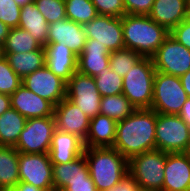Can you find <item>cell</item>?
<instances>
[{"label":"cell","mask_w":190,"mask_h":191,"mask_svg":"<svg viewBox=\"0 0 190 191\" xmlns=\"http://www.w3.org/2000/svg\"><path fill=\"white\" fill-rule=\"evenodd\" d=\"M99 15L123 17L125 8L123 0H91Z\"/></svg>","instance_id":"cell-36"},{"label":"cell","mask_w":190,"mask_h":191,"mask_svg":"<svg viewBox=\"0 0 190 191\" xmlns=\"http://www.w3.org/2000/svg\"><path fill=\"white\" fill-rule=\"evenodd\" d=\"M166 153L157 149L146 151L128 160V173L139 188L161 191L164 183Z\"/></svg>","instance_id":"cell-5"},{"label":"cell","mask_w":190,"mask_h":191,"mask_svg":"<svg viewBox=\"0 0 190 191\" xmlns=\"http://www.w3.org/2000/svg\"><path fill=\"white\" fill-rule=\"evenodd\" d=\"M110 51L99 43H85L78 56L77 71L91 77L97 76L110 65Z\"/></svg>","instance_id":"cell-22"},{"label":"cell","mask_w":190,"mask_h":191,"mask_svg":"<svg viewBox=\"0 0 190 191\" xmlns=\"http://www.w3.org/2000/svg\"><path fill=\"white\" fill-rule=\"evenodd\" d=\"M155 0H123L125 14L148 15Z\"/></svg>","instance_id":"cell-37"},{"label":"cell","mask_w":190,"mask_h":191,"mask_svg":"<svg viewBox=\"0 0 190 191\" xmlns=\"http://www.w3.org/2000/svg\"><path fill=\"white\" fill-rule=\"evenodd\" d=\"M170 35L179 43L184 45L190 50V22L185 19L179 25H177Z\"/></svg>","instance_id":"cell-38"},{"label":"cell","mask_w":190,"mask_h":191,"mask_svg":"<svg viewBox=\"0 0 190 191\" xmlns=\"http://www.w3.org/2000/svg\"><path fill=\"white\" fill-rule=\"evenodd\" d=\"M155 70L181 77L190 70V50L169 35L151 57Z\"/></svg>","instance_id":"cell-11"},{"label":"cell","mask_w":190,"mask_h":191,"mask_svg":"<svg viewBox=\"0 0 190 191\" xmlns=\"http://www.w3.org/2000/svg\"><path fill=\"white\" fill-rule=\"evenodd\" d=\"M10 28L0 21V49L3 48L6 38L9 34Z\"/></svg>","instance_id":"cell-43"},{"label":"cell","mask_w":190,"mask_h":191,"mask_svg":"<svg viewBox=\"0 0 190 191\" xmlns=\"http://www.w3.org/2000/svg\"><path fill=\"white\" fill-rule=\"evenodd\" d=\"M136 191H157V190H152V189H143V188H139Z\"/></svg>","instance_id":"cell-47"},{"label":"cell","mask_w":190,"mask_h":191,"mask_svg":"<svg viewBox=\"0 0 190 191\" xmlns=\"http://www.w3.org/2000/svg\"><path fill=\"white\" fill-rule=\"evenodd\" d=\"M54 191H97L85 155L64 164H52Z\"/></svg>","instance_id":"cell-8"},{"label":"cell","mask_w":190,"mask_h":191,"mask_svg":"<svg viewBox=\"0 0 190 191\" xmlns=\"http://www.w3.org/2000/svg\"><path fill=\"white\" fill-rule=\"evenodd\" d=\"M124 45L142 57L151 58L170 32L148 15L125 14L121 17Z\"/></svg>","instance_id":"cell-2"},{"label":"cell","mask_w":190,"mask_h":191,"mask_svg":"<svg viewBox=\"0 0 190 191\" xmlns=\"http://www.w3.org/2000/svg\"><path fill=\"white\" fill-rule=\"evenodd\" d=\"M67 19L84 25L92 21L98 12L91 0H65Z\"/></svg>","instance_id":"cell-30"},{"label":"cell","mask_w":190,"mask_h":191,"mask_svg":"<svg viewBox=\"0 0 190 191\" xmlns=\"http://www.w3.org/2000/svg\"><path fill=\"white\" fill-rule=\"evenodd\" d=\"M83 27L86 43H99L110 52L125 48L121 17L98 14Z\"/></svg>","instance_id":"cell-12"},{"label":"cell","mask_w":190,"mask_h":191,"mask_svg":"<svg viewBox=\"0 0 190 191\" xmlns=\"http://www.w3.org/2000/svg\"><path fill=\"white\" fill-rule=\"evenodd\" d=\"M84 143L76 135L58 131L53 133L49 156L52 164L74 161L84 152Z\"/></svg>","instance_id":"cell-21"},{"label":"cell","mask_w":190,"mask_h":191,"mask_svg":"<svg viewBox=\"0 0 190 191\" xmlns=\"http://www.w3.org/2000/svg\"><path fill=\"white\" fill-rule=\"evenodd\" d=\"M156 112L136 109L130 116L117 122L113 148L127 160L146 151L156 149Z\"/></svg>","instance_id":"cell-1"},{"label":"cell","mask_w":190,"mask_h":191,"mask_svg":"<svg viewBox=\"0 0 190 191\" xmlns=\"http://www.w3.org/2000/svg\"><path fill=\"white\" fill-rule=\"evenodd\" d=\"M83 154L97 191L113 188L128 174V160L113 147H85Z\"/></svg>","instance_id":"cell-3"},{"label":"cell","mask_w":190,"mask_h":191,"mask_svg":"<svg viewBox=\"0 0 190 191\" xmlns=\"http://www.w3.org/2000/svg\"><path fill=\"white\" fill-rule=\"evenodd\" d=\"M18 27L26 30L42 46L47 44L49 24L34 2L21 8Z\"/></svg>","instance_id":"cell-24"},{"label":"cell","mask_w":190,"mask_h":191,"mask_svg":"<svg viewBox=\"0 0 190 191\" xmlns=\"http://www.w3.org/2000/svg\"><path fill=\"white\" fill-rule=\"evenodd\" d=\"M53 116L58 131L76 135L83 142L85 141L89 131L90 118L73 102L64 98L54 107Z\"/></svg>","instance_id":"cell-15"},{"label":"cell","mask_w":190,"mask_h":191,"mask_svg":"<svg viewBox=\"0 0 190 191\" xmlns=\"http://www.w3.org/2000/svg\"><path fill=\"white\" fill-rule=\"evenodd\" d=\"M185 153L190 156V137H189V142H188V146H187V148H186Z\"/></svg>","instance_id":"cell-46"},{"label":"cell","mask_w":190,"mask_h":191,"mask_svg":"<svg viewBox=\"0 0 190 191\" xmlns=\"http://www.w3.org/2000/svg\"><path fill=\"white\" fill-rule=\"evenodd\" d=\"M22 85V79L12 70L7 59L0 57V93L13 94Z\"/></svg>","instance_id":"cell-34"},{"label":"cell","mask_w":190,"mask_h":191,"mask_svg":"<svg viewBox=\"0 0 190 191\" xmlns=\"http://www.w3.org/2000/svg\"><path fill=\"white\" fill-rule=\"evenodd\" d=\"M11 108L17 110L26 119L53 116L54 105L21 85L10 95Z\"/></svg>","instance_id":"cell-18"},{"label":"cell","mask_w":190,"mask_h":191,"mask_svg":"<svg viewBox=\"0 0 190 191\" xmlns=\"http://www.w3.org/2000/svg\"><path fill=\"white\" fill-rule=\"evenodd\" d=\"M161 191H190V156L166 153L164 183Z\"/></svg>","instance_id":"cell-17"},{"label":"cell","mask_w":190,"mask_h":191,"mask_svg":"<svg viewBox=\"0 0 190 191\" xmlns=\"http://www.w3.org/2000/svg\"><path fill=\"white\" fill-rule=\"evenodd\" d=\"M20 182H26L42 191H54L49 153H20L18 160Z\"/></svg>","instance_id":"cell-10"},{"label":"cell","mask_w":190,"mask_h":191,"mask_svg":"<svg viewBox=\"0 0 190 191\" xmlns=\"http://www.w3.org/2000/svg\"><path fill=\"white\" fill-rule=\"evenodd\" d=\"M101 97L122 94L123 77L111 70L110 65L94 77Z\"/></svg>","instance_id":"cell-31"},{"label":"cell","mask_w":190,"mask_h":191,"mask_svg":"<svg viewBox=\"0 0 190 191\" xmlns=\"http://www.w3.org/2000/svg\"><path fill=\"white\" fill-rule=\"evenodd\" d=\"M21 8L14 0H0V21L9 28L18 27Z\"/></svg>","instance_id":"cell-35"},{"label":"cell","mask_w":190,"mask_h":191,"mask_svg":"<svg viewBox=\"0 0 190 191\" xmlns=\"http://www.w3.org/2000/svg\"><path fill=\"white\" fill-rule=\"evenodd\" d=\"M19 152L10 146H0V189L9 190L19 182Z\"/></svg>","instance_id":"cell-26"},{"label":"cell","mask_w":190,"mask_h":191,"mask_svg":"<svg viewBox=\"0 0 190 191\" xmlns=\"http://www.w3.org/2000/svg\"><path fill=\"white\" fill-rule=\"evenodd\" d=\"M45 49V65L56 76L66 83L77 72L78 56H76L67 46L57 43H47Z\"/></svg>","instance_id":"cell-19"},{"label":"cell","mask_w":190,"mask_h":191,"mask_svg":"<svg viewBox=\"0 0 190 191\" xmlns=\"http://www.w3.org/2000/svg\"><path fill=\"white\" fill-rule=\"evenodd\" d=\"M142 58L131 49H121L110 53V68L119 76L124 77Z\"/></svg>","instance_id":"cell-32"},{"label":"cell","mask_w":190,"mask_h":191,"mask_svg":"<svg viewBox=\"0 0 190 191\" xmlns=\"http://www.w3.org/2000/svg\"><path fill=\"white\" fill-rule=\"evenodd\" d=\"M117 122L103 114L90 119L88 135L84 147H113L116 138Z\"/></svg>","instance_id":"cell-23"},{"label":"cell","mask_w":190,"mask_h":191,"mask_svg":"<svg viewBox=\"0 0 190 191\" xmlns=\"http://www.w3.org/2000/svg\"><path fill=\"white\" fill-rule=\"evenodd\" d=\"M188 99L180 77L156 71L151 109L161 114H176Z\"/></svg>","instance_id":"cell-7"},{"label":"cell","mask_w":190,"mask_h":191,"mask_svg":"<svg viewBox=\"0 0 190 191\" xmlns=\"http://www.w3.org/2000/svg\"><path fill=\"white\" fill-rule=\"evenodd\" d=\"M187 6L190 8V0H186Z\"/></svg>","instance_id":"cell-49"},{"label":"cell","mask_w":190,"mask_h":191,"mask_svg":"<svg viewBox=\"0 0 190 191\" xmlns=\"http://www.w3.org/2000/svg\"><path fill=\"white\" fill-rule=\"evenodd\" d=\"M155 73L152 59L142 57L123 77L122 94L136 109H151Z\"/></svg>","instance_id":"cell-4"},{"label":"cell","mask_w":190,"mask_h":191,"mask_svg":"<svg viewBox=\"0 0 190 191\" xmlns=\"http://www.w3.org/2000/svg\"><path fill=\"white\" fill-rule=\"evenodd\" d=\"M187 20L190 22V8H188Z\"/></svg>","instance_id":"cell-48"},{"label":"cell","mask_w":190,"mask_h":191,"mask_svg":"<svg viewBox=\"0 0 190 191\" xmlns=\"http://www.w3.org/2000/svg\"><path fill=\"white\" fill-rule=\"evenodd\" d=\"M55 130L54 116L29 118L14 148L20 153H49Z\"/></svg>","instance_id":"cell-9"},{"label":"cell","mask_w":190,"mask_h":191,"mask_svg":"<svg viewBox=\"0 0 190 191\" xmlns=\"http://www.w3.org/2000/svg\"><path fill=\"white\" fill-rule=\"evenodd\" d=\"M135 110L136 108L123 94L101 97L100 114L106 115L116 122L124 120Z\"/></svg>","instance_id":"cell-29"},{"label":"cell","mask_w":190,"mask_h":191,"mask_svg":"<svg viewBox=\"0 0 190 191\" xmlns=\"http://www.w3.org/2000/svg\"><path fill=\"white\" fill-rule=\"evenodd\" d=\"M22 85L54 106L66 98V82L50 71L46 65L25 76Z\"/></svg>","instance_id":"cell-14"},{"label":"cell","mask_w":190,"mask_h":191,"mask_svg":"<svg viewBox=\"0 0 190 191\" xmlns=\"http://www.w3.org/2000/svg\"><path fill=\"white\" fill-rule=\"evenodd\" d=\"M34 4L48 24L67 19L65 0H35Z\"/></svg>","instance_id":"cell-33"},{"label":"cell","mask_w":190,"mask_h":191,"mask_svg":"<svg viewBox=\"0 0 190 191\" xmlns=\"http://www.w3.org/2000/svg\"><path fill=\"white\" fill-rule=\"evenodd\" d=\"M87 37L83 25L69 19H61L49 24L47 43L67 46L76 56L84 48Z\"/></svg>","instance_id":"cell-16"},{"label":"cell","mask_w":190,"mask_h":191,"mask_svg":"<svg viewBox=\"0 0 190 191\" xmlns=\"http://www.w3.org/2000/svg\"><path fill=\"white\" fill-rule=\"evenodd\" d=\"M27 119L10 108L0 116V146L15 147Z\"/></svg>","instance_id":"cell-27"},{"label":"cell","mask_w":190,"mask_h":191,"mask_svg":"<svg viewBox=\"0 0 190 191\" xmlns=\"http://www.w3.org/2000/svg\"><path fill=\"white\" fill-rule=\"evenodd\" d=\"M14 1L20 8H22L26 6L27 4L33 3L35 0H14Z\"/></svg>","instance_id":"cell-45"},{"label":"cell","mask_w":190,"mask_h":191,"mask_svg":"<svg viewBox=\"0 0 190 191\" xmlns=\"http://www.w3.org/2000/svg\"><path fill=\"white\" fill-rule=\"evenodd\" d=\"M11 108L10 95L0 93V116Z\"/></svg>","instance_id":"cell-41"},{"label":"cell","mask_w":190,"mask_h":191,"mask_svg":"<svg viewBox=\"0 0 190 191\" xmlns=\"http://www.w3.org/2000/svg\"><path fill=\"white\" fill-rule=\"evenodd\" d=\"M2 55L21 79L43 67L46 63L44 46L31 52Z\"/></svg>","instance_id":"cell-25"},{"label":"cell","mask_w":190,"mask_h":191,"mask_svg":"<svg viewBox=\"0 0 190 191\" xmlns=\"http://www.w3.org/2000/svg\"><path fill=\"white\" fill-rule=\"evenodd\" d=\"M180 79L182 82V86L187 93L188 98H190V70L184 75H182Z\"/></svg>","instance_id":"cell-44"},{"label":"cell","mask_w":190,"mask_h":191,"mask_svg":"<svg viewBox=\"0 0 190 191\" xmlns=\"http://www.w3.org/2000/svg\"><path fill=\"white\" fill-rule=\"evenodd\" d=\"M38 43L26 30L19 27L10 28L3 46L2 54L25 53L40 49Z\"/></svg>","instance_id":"cell-28"},{"label":"cell","mask_w":190,"mask_h":191,"mask_svg":"<svg viewBox=\"0 0 190 191\" xmlns=\"http://www.w3.org/2000/svg\"><path fill=\"white\" fill-rule=\"evenodd\" d=\"M66 98L90 119L100 113L101 95L94 77L75 72L66 83Z\"/></svg>","instance_id":"cell-13"},{"label":"cell","mask_w":190,"mask_h":191,"mask_svg":"<svg viewBox=\"0 0 190 191\" xmlns=\"http://www.w3.org/2000/svg\"><path fill=\"white\" fill-rule=\"evenodd\" d=\"M188 8L186 0H155L148 16L171 32L187 19Z\"/></svg>","instance_id":"cell-20"},{"label":"cell","mask_w":190,"mask_h":191,"mask_svg":"<svg viewBox=\"0 0 190 191\" xmlns=\"http://www.w3.org/2000/svg\"><path fill=\"white\" fill-rule=\"evenodd\" d=\"M190 137V125L176 114L156 112V149L165 153H185Z\"/></svg>","instance_id":"cell-6"},{"label":"cell","mask_w":190,"mask_h":191,"mask_svg":"<svg viewBox=\"0 0 190 191\" xmlns=\"http://www.w3.org/2000/svg\"><path fill=\"white\" fill-rule=\"evenodd\" d=\"M137 189V183L135 182L133 177L128 173L117 185L105 191H136Z\"/></svg>","instance_id":"cell-39"},{"label":"cell","mask_w":190,"mask_h":191,"mask_svg":"<svg viewBox=\"0 0 190 191\" xmlns=\"http://www.w3.org/2000/svg\"><path fill=\"white\" fill-rule=\"evenodd\" d=\"M178 115L190 125V98L186 100Z\"/></svg>","instance_id":"cell-42"},{"label":"cell","mask_w":190,"mask_h":191,"mask_svg":"<svg viewBox=\"0 0 190 191\" xmlns=\"http://www.w3.org/2000/svg\"><path fill=\"white\" fill-rule=\"evenodd\" d=\"M6 191H42V190L29 183L19 182L15 187Z\"/></svg>","instance_id":"cell-40"}]
</instances>
